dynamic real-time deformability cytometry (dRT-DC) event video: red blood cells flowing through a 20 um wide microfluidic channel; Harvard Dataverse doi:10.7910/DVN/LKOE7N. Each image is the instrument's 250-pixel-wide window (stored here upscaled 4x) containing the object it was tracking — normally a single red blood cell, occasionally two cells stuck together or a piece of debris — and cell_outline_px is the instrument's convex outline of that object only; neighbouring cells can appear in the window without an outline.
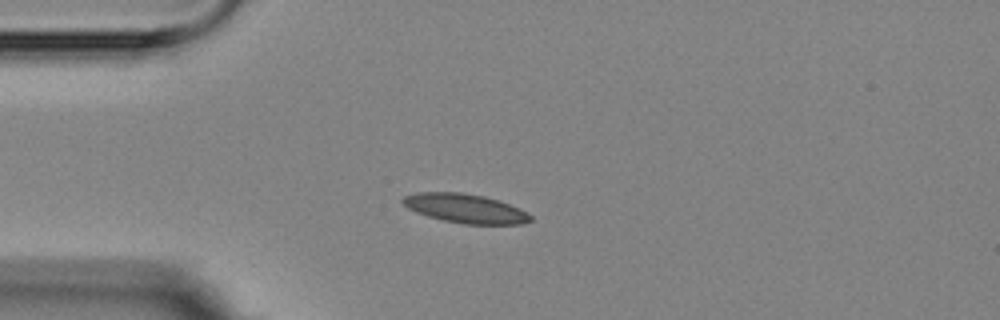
{"species": "Egyptian fruit bat (a non-hibernating species)", "species_latin": "Rousettus aegyptiacus", "temperature_condition": "room temperature", "stored_images_in_passage": 7, "camera_frame_rate_fps": 3000, "um_per_image_px": 0.085, "animal": {"sex": "female"}, "frame": {"image": 1, "passage_image": 5, "time_ms": 4.667, "image_size_px": [1000, 320], "cell_outline_px": [[532, 220], [520, 224], [464, 224], [444, 220], [428, 216], [416, 212], [408, 208], [400, 200], [404, 196], [416, 192], [460, 192], [484, 196], [520, 208], [532, 216]], "centroid_in_image_um": [39.53, 17.71], "position_along_channel_um": 45.5, "area_um2": 21.5}}